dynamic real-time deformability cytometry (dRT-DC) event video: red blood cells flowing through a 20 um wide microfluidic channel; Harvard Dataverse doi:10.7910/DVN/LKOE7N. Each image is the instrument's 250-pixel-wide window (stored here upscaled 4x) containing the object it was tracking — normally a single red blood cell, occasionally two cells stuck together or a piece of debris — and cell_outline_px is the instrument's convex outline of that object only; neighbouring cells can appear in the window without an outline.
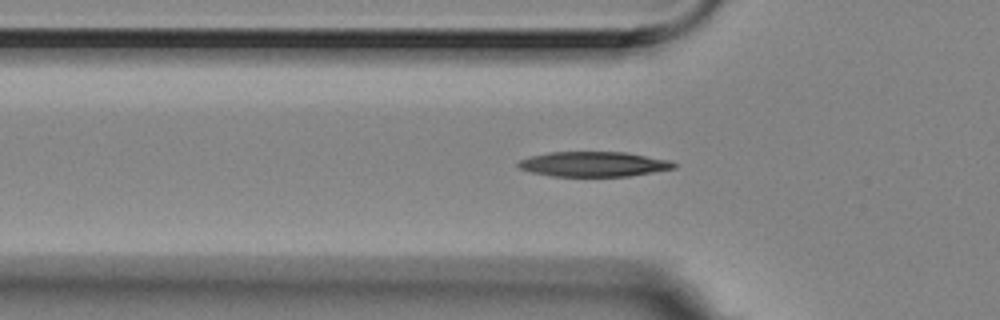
{"species": "Egyptian fruit bat (a non-hibernating species)", "species_latin": "Rousettus aegyptiacus", "temperature_condition": "room temperature", "stored_images_in_passage": 43, "camera_frame_rate_fps": 3000, "um_per_image_px": 0.085, "animal": {"sex": "female"}, "frame": {"image": 1, "passage_image": 4, "time_ms": 1.0, "image_size_px": [1000, 320], "cell_outline_px": [[676, 168], [628, 176], [552, 176], [532, 172], [520, 168], [516, 164], [520, 160], [532, 156], [548, 152], [624, 152], [672, 160], [676, 164]], "centroid_in_image_um": [50.49, 13.95], "position_along_channel_um": 75.3, "area_um2": 22.54}}
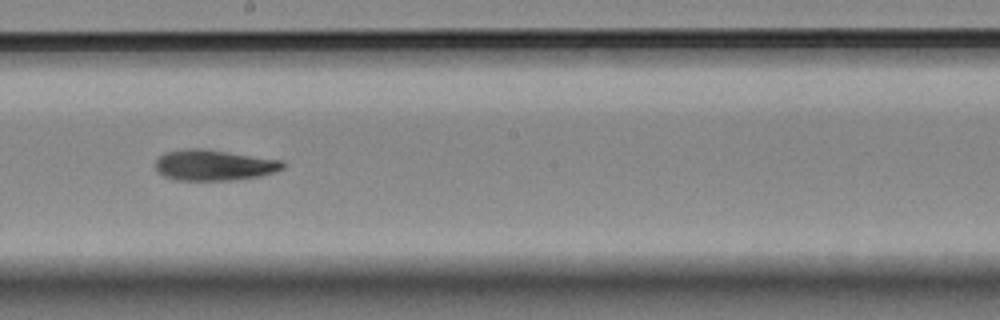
{"frame": {"image": 2, "passage_image": 17, "time_ms": 5.333, "image_size_px": [1000, 320], "cell_outline_px": [[284, 168], [276, 172], [260, 176], [232, 180], [176, 180], [164, 176], [156, 172], [156, 160], [160, 156], [168, 152], [184, 148], [204, 148], [284, 160]], "centroid_in_image_um": [18.21, 14.03], "position_along_channel_um": 230.0, "area_um2": 23.06}}
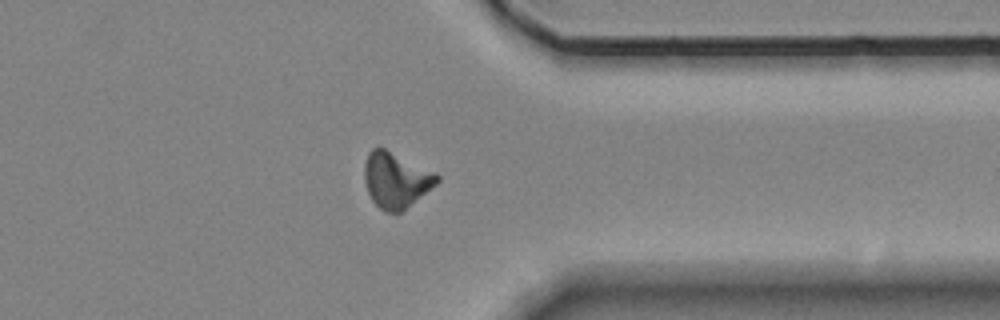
{"frame": {"image": 3, "passage_image": 30, "time_ms": 9.667, "image_size_px": [1000, 320], "cell_outline_px": [[440, 180], [436, 184], [400, 212], [384, 212], [372, 200], [368, 192], [364, 180], [364, 164], [368, 152], [372, 148], [384, 148], [436, 172], [440, 176]], "centroid_in_image_um": [33.64, 15.28], "position_along_channel_um": 377.8, "area_um2": 23.29}, "authors_computed_cell_mechanics": {"area_um2": 22.3108, "velocity_mm_per_s": 3.5496, "shape_relaxation_time_tau1_ms": 7.9968, "shape_relaxation_time_tau2_ms": 8.4167, "deformation_change_tau1": 0.2194, "deformation_change_tau2": 0.1821}}